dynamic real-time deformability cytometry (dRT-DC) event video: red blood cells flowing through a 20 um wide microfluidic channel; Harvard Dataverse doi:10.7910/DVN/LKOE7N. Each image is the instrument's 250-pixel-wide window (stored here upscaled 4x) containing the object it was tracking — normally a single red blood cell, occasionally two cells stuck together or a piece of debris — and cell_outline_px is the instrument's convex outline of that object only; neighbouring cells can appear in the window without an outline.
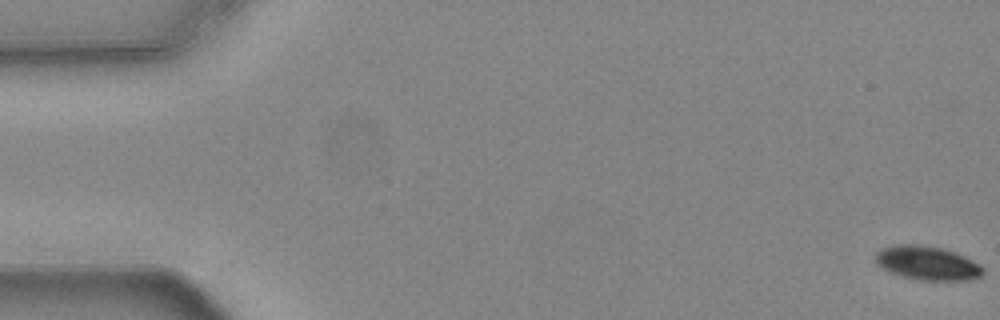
{"species": "common noctule bat (a hibernating species)", "species_latin": "Nyctalus noctula", "temperature_condition": "warm", "stored_images_in_passage": 56, "camera_frame_rate_fps": 3000, "um_per_image_px": 0.085, "animal": {"sex": "female", "body_mass_g": 24.6, "forearm_length_mm": 56.2}, "frame": {"image": 1, "passage_image": 1, "time_ms": 0.0, "image_size_px": [1000, 320], "cell_outline_px": [[984, 272], [980, 276], [972, 280], [916, 280], [900, 276], [880, 268], [876, 264], [876, 252], [880, 248], [896, 244], [916, 244], [944, 248], [956, 252], [980, 264], [984, 268]], "centroid_in_image_um": [78.8, 22.36], "position_along_channel_um": 6.2, "area_um2": 21.62}}
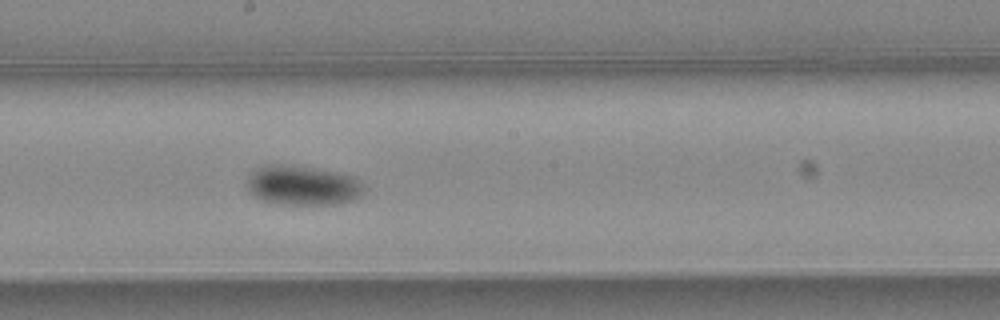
{"frame": {"image": 2, "passage_image": 31, "time_ms": 10.0, "image_size_px": [1000, 320], "cell_outline_px": [[364, 192], [360, 196], [352, 200], [332, 204], [280, 204], [264, 200], [248, 192], [248, 176], [256, 168], [264, 164], [284, 164], [312, 168], [336, 172], [352, 176], [364, 184]], "centroid_in_image_um": [25.71, 15.75], "position_along_channel_um": 222.5, "area_um2": 26.88}}
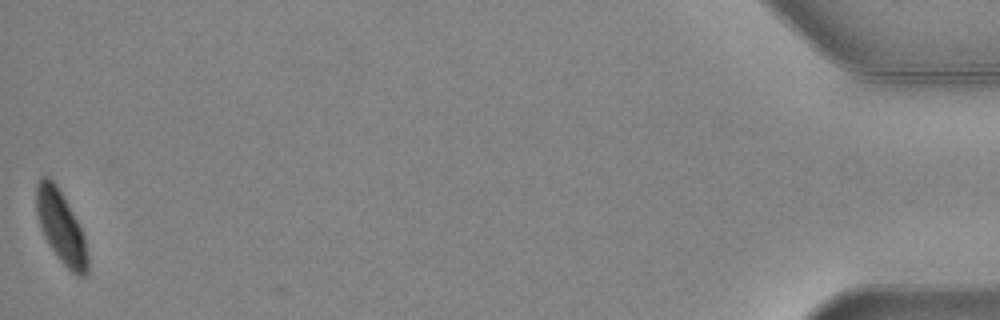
{"frame": {"image": 3, "passage_image": 56, "time_ms": 18.333, "image_size_px": [1000, 320], "cell_outline_px": [[88, 272], [84, 276], [76, 276], [60, 260], [48, 244], [40, 228], [36, 212], [36, 184], [40, 176], [48, 176], [56, 184], [76, 220], [84, 236], [88, 256]], "centroid_in_image_um": [5.16, 19.3], "position_along_channel_um": 430.0, "area_um2": 21.44}, "authors_computed_cell_mechanics": {"area_um2": 23.2934, "velocity_mm_per_s": 3.7206, "shape_relaxation_time_tau1_ms": 5.2228, "shape_relaxation_time_tau2_ms": null, "deformation_change_tau1": 0.142, "deformation_change_tau2": null}}